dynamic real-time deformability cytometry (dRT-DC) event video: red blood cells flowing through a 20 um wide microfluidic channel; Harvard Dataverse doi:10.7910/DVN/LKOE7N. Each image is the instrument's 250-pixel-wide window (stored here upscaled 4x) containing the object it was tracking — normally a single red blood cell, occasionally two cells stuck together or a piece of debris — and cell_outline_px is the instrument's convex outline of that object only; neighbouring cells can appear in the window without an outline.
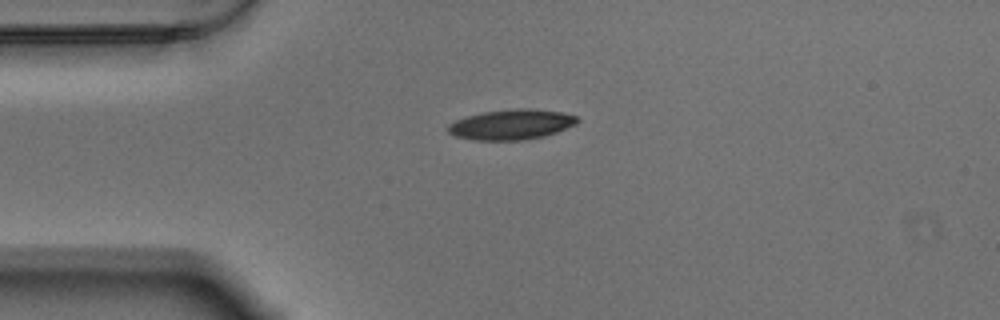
{"species": "Egyptian fruit bat (a non-hibernating species)", "species_latin": "Rousettus aegyptiacus", "temperature_condition": "warm", "stored_images_in_passage": 45, "camera_frame_rate_fps": 3000, "um_per_image_px": 0.085, "animal": {"sex": "male"}, "frame": {"image": 1, "passage_image": 1, "time_ms": 0.0, "image_size_px": [1000, 320], "cell_outline_px": [[580, 120], [576, 124], [556, 132], [544, 136], [520, 140], [472, 140], [456, 136], [448, 132], [448, 124], [456, 120], [468, 116], [484, 112], [516, 108], [528, 108], [560, 112], [576, 116]], "centroid_in_image_um": [43.47, 10.58], "position_along_channel_um": 41.5, "area_um2": 22.54}}
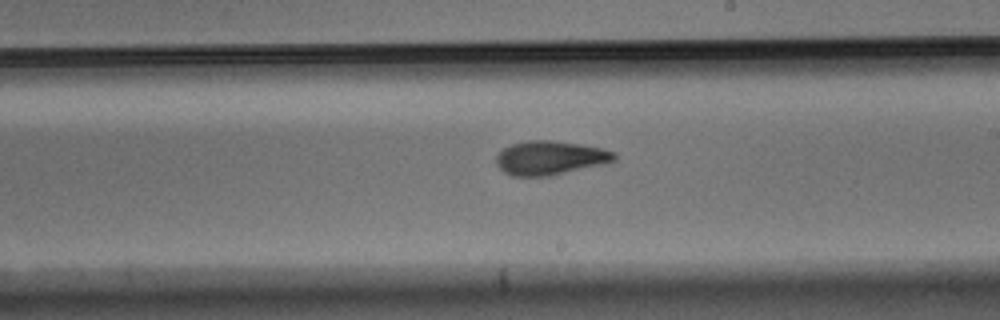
{"frame": {"image": 2, "passage_image": 20, "time_ms": 6.333, "image_size_px": [1000, 320], "cell_outline_px": [[616, 160], [600, 164], [548, 176], [512, 176], [504, 172], [496, 164], [496, 156], [504, 148], [512, 144], [528, 140], [552, 140], [600, 148], [616, 152]], "centroid_in_image_um": [46.71, 13.41], "position_along_channel_um": 242.3, "area_um2": 22.95}}
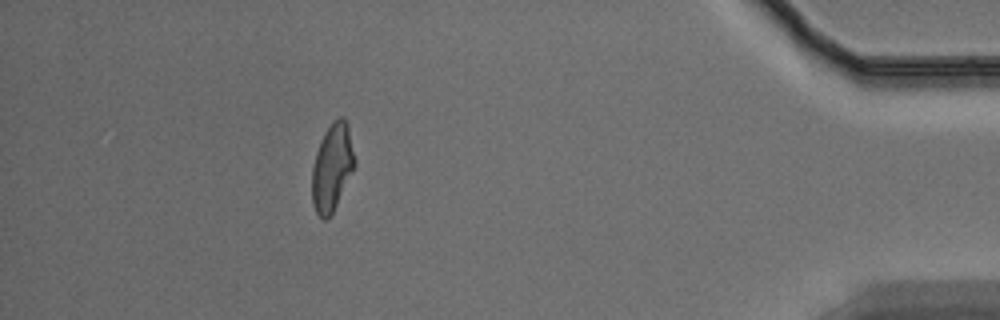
{"frame": {"image": 3, "passage_image": 39, "time_ms": 12.667, "image_size_px": [1000, 320], "cell_outline_px": [[356, 164], [332, 212], [324, 220], [316, 212], [312, 204], [312, 168], [316, 152], [320, 140], [324, 132], [340, 116], [344, 116], [348, 124], [356, 160]], "centroid_in_image_um": [28.23, 14.19], "position_along_channel_um": 407.0, "area_um2": 21.44}, "authors_computed_cell_mechanics": {"area_um2": 22.6576, "velocity_mm_per_s": 3.4703, "shape_relaxation_time_tau1_ms": 7.4646, "shape_relaxation_time_tau2_ms": 2.2973, "deformation_change_tau1": 0.1961, "deformation_change_tau2": 0.09}}